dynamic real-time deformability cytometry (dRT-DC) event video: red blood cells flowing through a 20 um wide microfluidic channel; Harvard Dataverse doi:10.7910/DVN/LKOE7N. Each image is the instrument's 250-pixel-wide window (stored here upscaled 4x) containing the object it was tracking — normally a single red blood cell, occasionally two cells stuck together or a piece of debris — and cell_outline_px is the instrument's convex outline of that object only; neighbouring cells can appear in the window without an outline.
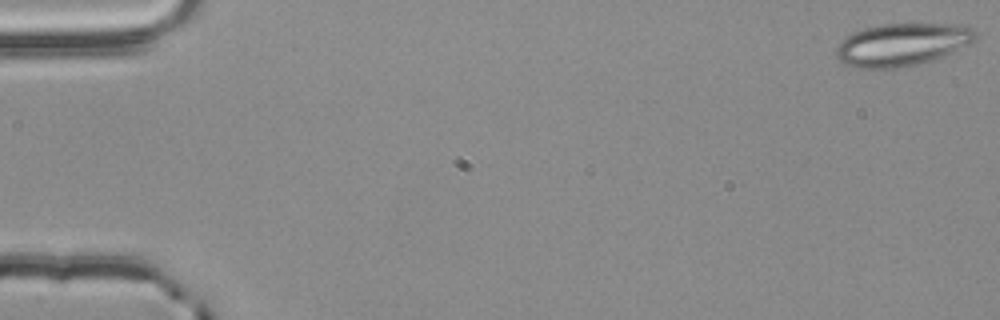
{"species": "common noctule bat (a hibernating species)", "species_latin": "Nyctalus noctula", "temperature_condition": "room temperature", "stored_images_in_passage": 3, "camera_frame_rate_fps": 3000, "um_per_image_px": 0.085, "animal": {"sex": "male", "body_mass_g": 20.4}, "frame": {"image": 1, "passage_image": 1, "time_ms": 0.0, "image_size_px": [1000, 320], "cell_outline_px": [[976, 40], [944, 56], [932, 60], [916, 64], [896, 68], [856, 68], [844, 64], [836, 56], [836, 48], [844, 36], [864, 28], [884, 24], [956, 24], [972, 28], [976, 32]], "centroid_in_image_um": [76.65, 3.78], "position_along_channel_um": 8.3, "area_um2": 34.51}}